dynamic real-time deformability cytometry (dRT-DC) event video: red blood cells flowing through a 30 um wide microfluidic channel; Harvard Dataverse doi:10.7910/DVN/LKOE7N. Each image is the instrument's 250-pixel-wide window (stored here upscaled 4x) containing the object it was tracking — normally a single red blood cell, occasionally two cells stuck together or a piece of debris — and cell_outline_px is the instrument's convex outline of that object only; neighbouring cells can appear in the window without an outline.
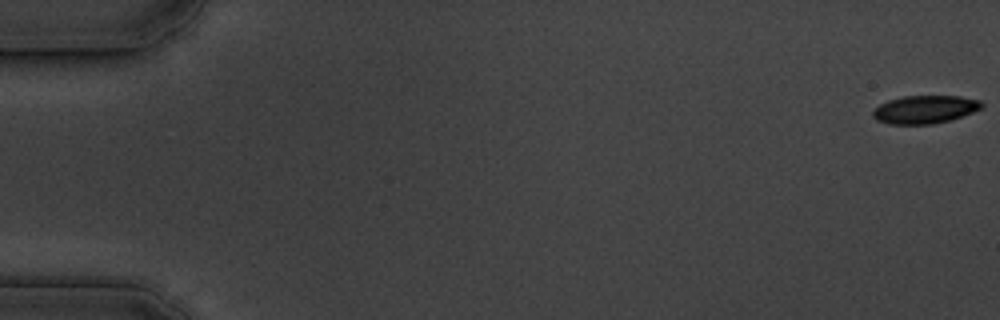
{"species": "common noctule bat (a hibernating species)", "species_latin": "Nyctalus noctula", "temperature_condition": "cold", "stored_images_in_passage": 57, "segment_of_instrument_passage": [1, 2], "camera_frame_rate_fps": 3000, "um_per_image_px": 0.085, "animal": {"sex": "male", "body_mass_g": 19.5, "forearm_length_mm": 54.6}, "frame": {"image": 1, "passage_image": 1, "time_ms": 0.0, "image_size_px": [1000, 320], "cell_outline_px": [[984, 108], [948, 120], [932, 124], [888, 124], [876, 120], [872, 116], [872, 112], [880, 104], [888, 100], [904, 96], [960, 96], [980, 100], [984, 104]], "centroid_in_image_um": [78.61, 9.3], "position_along_channel_um": 6.4, "area_um2": 17.74}}
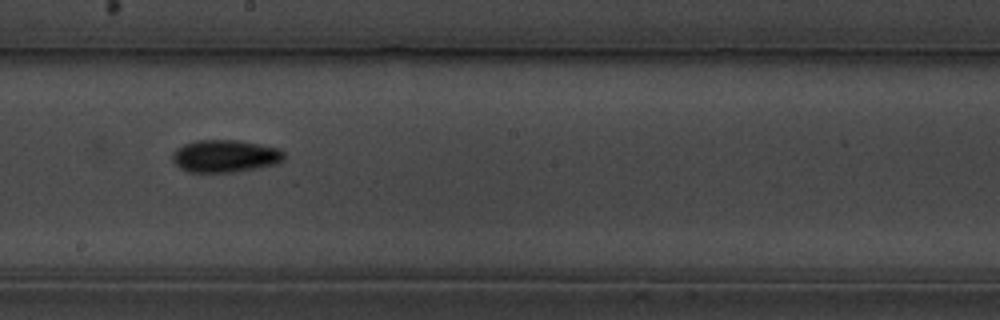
{"frame": {"image": 2, "passage_image": 32, "time_ms": 10.333, "image_size_px": [1000, 320], "cell_outline_px": [[284, 160], [276, 164], [236, 172], [188, 172], [180, 168], [172, 160], [172, 152], [176, 148], [184, 144], [196, 140], [240, 140], [280, 148], [284, 152]], "centroid_in_image_um": [19.13, 13.26], "position_along_channel_um": 229.1, "area_um2": 21.33}}
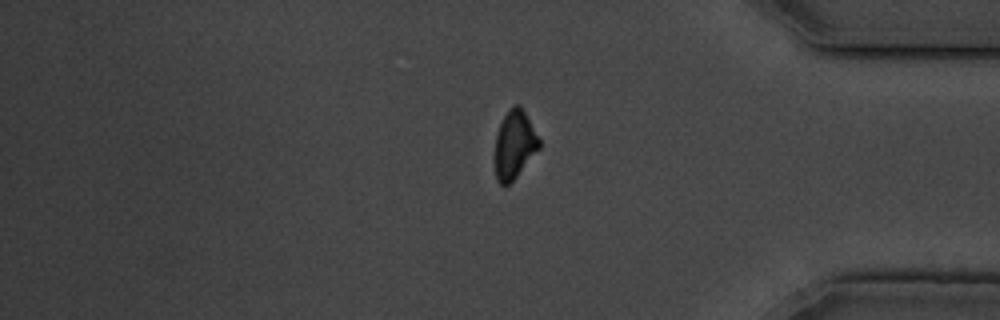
{"frame": {"image": 3, "passage_image": 47, "time_ms": 15.333, "image_size_px": [1000, 320], "cell_outline_px": [[540, 148], [516, 176], [508, 184], [500, 184], [496, 180], [496, 136], [500, 124], [508, 108], [516, 104], [520, 104], [540, 140]], "centroid_in_image_um": [43.74, 12.26], "position_along_channel_um": 391.5, "area_um2": 17.17}}